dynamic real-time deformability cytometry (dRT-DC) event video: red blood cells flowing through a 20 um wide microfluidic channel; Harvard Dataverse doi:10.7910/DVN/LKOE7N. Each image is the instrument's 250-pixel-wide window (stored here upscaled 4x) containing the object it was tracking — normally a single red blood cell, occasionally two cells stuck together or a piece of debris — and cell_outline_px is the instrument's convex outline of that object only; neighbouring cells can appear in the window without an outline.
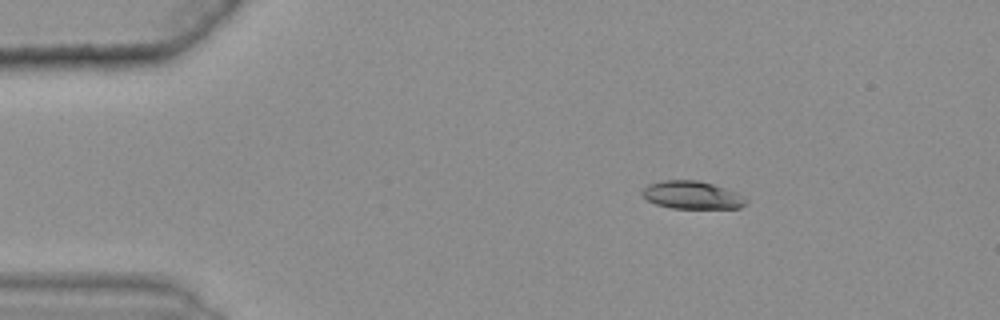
{"species": "common noctule bat (a hibernating species)", "species_latin": "Nyctalus noctula", "temperature_condition": "warm", "stored_images_in_passage": 40, "camera_frame_rate_fps": 3000, "um_per_image_px": 0.085, "animal": {"sex": "female", "body_mass_g": 25.1}, "frame": {"image": 1, "passage_image": 1, "time_ms": 0.0, "image_size_px": [1000, 320], "cell_outline_px": [[748, 200], [740, 208], [672, 208], [656, 204], [648, 200], [640, 192], [648, 184], [664, 180], [696, 180], [712, 184], [736, 192]], "centroid_in_image_um": [58.8, 16.58], "position_along_channel_um": 26.2, "area_um2": 16.65}}
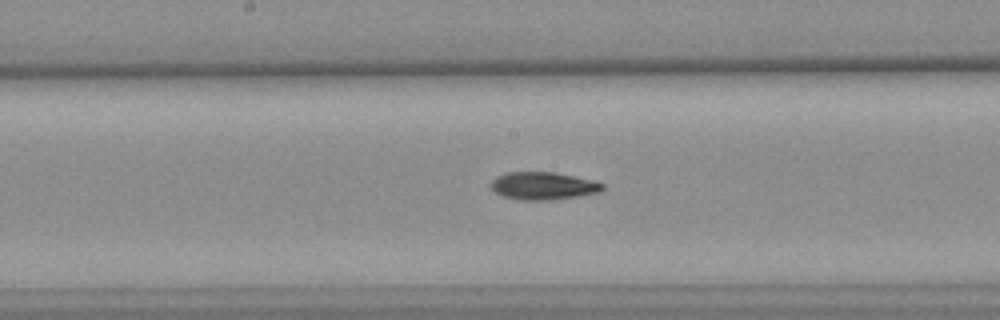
{"frame": {"image": 2, "passage_image": 21, "time_ms": 6.667, "image_size_px": [1000, 320], "cell_outline_px": [[604, 188], [600, 192], [580, 196], [552, 200], [520, 200], [504, 196], [496, 192], [492, 188], [492, 180], [496, 176], [508, 172], [552, 172], [596, 180], [604, 184]], "centroid_in_image_um": [46.22, 15.8], "position_along_channel_um": 202.0, "area_um2": 18.03}}
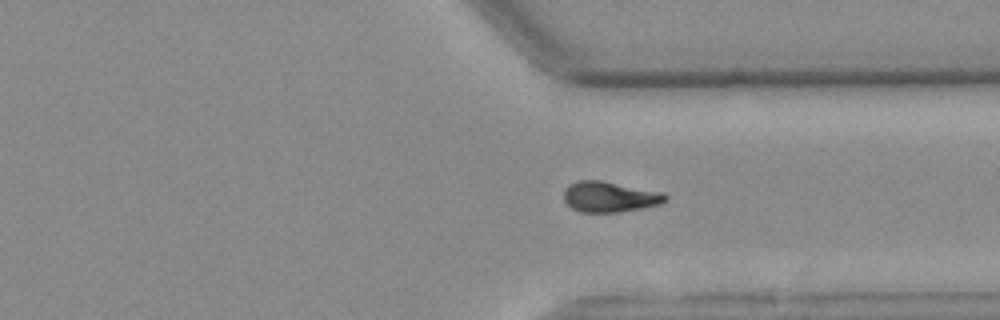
{"frame": {"image": 3, "passage_image": 34, "time_ms": 11.0, "image_size_px": [1000, 320], "cell_outline_px": [[668, 200], [660, 204], [620, 212], [580, 212], [572, 208], [564, 200], [564, 188], [568, 184], [580, 180], [600, 180], [664, 192], [668, 196]], "centroid_in_image_um": [51.83, 16.72], "position_along_channel_um": 359.6, "area_um2": 18.21}, "authors_computed_cell_mechanics": {"area_um2": 17.8602, "velocity_mm_per_s": 3.6235, "shape_relaxation_time_tau1_ms": 6.1348, "shape_relaxation_time_tau2_ms": null, "deformation_change_tau1": 0.17, "deformation_change_tau2": null}}